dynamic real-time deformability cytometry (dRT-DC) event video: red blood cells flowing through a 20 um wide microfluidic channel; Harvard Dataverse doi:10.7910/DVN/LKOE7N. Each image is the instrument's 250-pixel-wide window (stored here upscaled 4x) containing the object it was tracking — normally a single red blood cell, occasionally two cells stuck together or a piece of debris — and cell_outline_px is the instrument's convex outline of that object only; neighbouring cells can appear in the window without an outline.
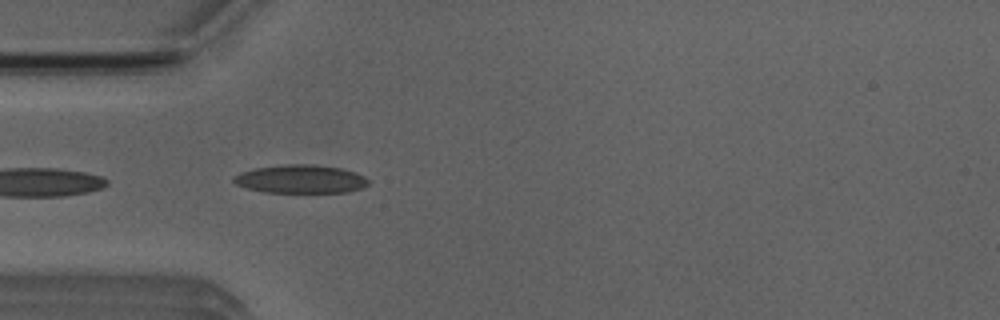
{"species": "Egyptian fruit bat (a non-hibernating species)", "species_latin": "Rousettus aegyptiacus", "temperature_condition": "room temperature", "stored_images_in_passage": 3, "camera_frame_rate_fps": 3000, "um_per_image_px": 0.085, "animal": {"sex": "male"}, "frame": {"image": 1, "passage_image": 3, "time_ms": 3.0, "image_size_px": [1000, 320], "cell_outline_px": [[368, 184], [360, 188], [348, 192], [264, 192], [248, 188], [236, 184], [232, 180], [232, 176], [240, 172], [256, 168], [288, 164], [312, 164], [340, 168], [356, 172], [364, 176], [368, 180]], "centroid_in_image_um": [25.54, 15.21], "position_along_channel_um": 59.5, "area_um2": 22.14}}